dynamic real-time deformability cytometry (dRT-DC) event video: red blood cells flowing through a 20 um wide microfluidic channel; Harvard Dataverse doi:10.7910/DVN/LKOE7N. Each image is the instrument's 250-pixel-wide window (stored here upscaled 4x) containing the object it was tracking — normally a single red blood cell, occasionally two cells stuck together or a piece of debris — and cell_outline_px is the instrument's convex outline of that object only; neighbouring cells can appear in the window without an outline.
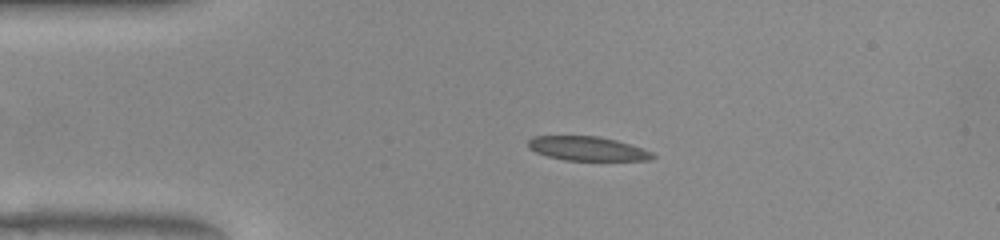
{"species": "common noctule bat (a hibernating species)", "species_latin": "Nyctalus noctula", "temperature_condition": "warm", "stored_images_in_passage": 43, "camera_frame_rate_fps": 3000, "um_per_image_px": 0.085, "animal": {"sex": "female", "body_mass_g": 22.0, "forearm_length_mm": 56.7}, "frame": {"image": 1, "passage_image": 6, "time_ms": 1.667, "image_size_px": [1000, 240], "cell_outline_px": [[624, 160], [580, 160], [556, 156], [544, 152], [544, 148], [552, 136], [580, 136], [604, 140], [616, 144], [624, 156]], "centroid_in_image_um": [49.56, 12.63], "position_along_channel_um": 35.4, "area_um2": 10.98}}
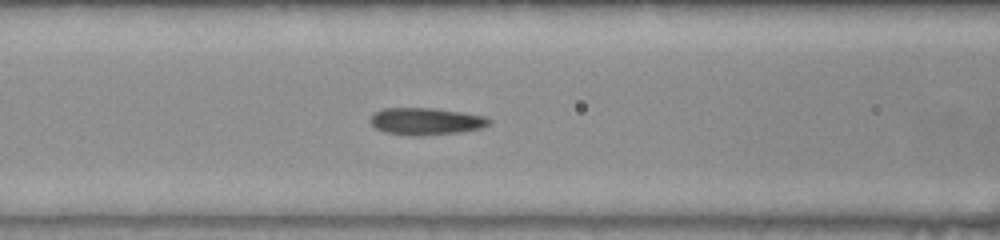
{"frame": {"image": 2, "passage_image": 16, "time_ms": 5.0, "image_size_px": [1000, 240], "cell_outline_px": [[484, 120], [480, 124], [468, 128], [424, 132], [408, 132], [384, 128], [376, 124], [376, 116], [384, 112], [440, 112], [468, 116]], "centroid_in_image_um": [36.13, 10.32], "position_along_channel_um": 130.5, "area_um2": 12.25}}
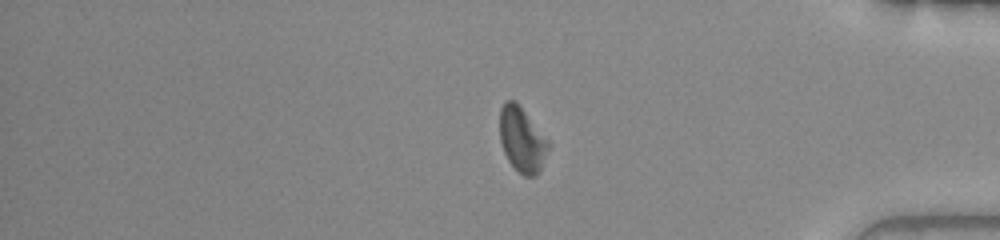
{"frame": {"image": 3, "passage_image": 38, "time_ms": 12.333, "image_size_px": [1000, 240], "cell_outline_px": [[532, 172], [524, 172], [508, 156], [504, 144], [500, 128], [500, 120], [504, 108], [508, 104], [516, 104], [520, 112], [532, 140]], "centroid_in_image_um": [43.91, 11.71], "position_along_channel_um": 391.3, "area_um2": 10.75}, "authors_computed_cell_mechanics": {"area_um2": 11.9068, "velocity_mm_per_s": 3.9157, "shape_relaxation_time_tau1_ms": null, "shape_relaxation_time_tau2_ms": 3.6463, "deformation_change_tau1": null, "deformation_change_tau2": 0.1267}}